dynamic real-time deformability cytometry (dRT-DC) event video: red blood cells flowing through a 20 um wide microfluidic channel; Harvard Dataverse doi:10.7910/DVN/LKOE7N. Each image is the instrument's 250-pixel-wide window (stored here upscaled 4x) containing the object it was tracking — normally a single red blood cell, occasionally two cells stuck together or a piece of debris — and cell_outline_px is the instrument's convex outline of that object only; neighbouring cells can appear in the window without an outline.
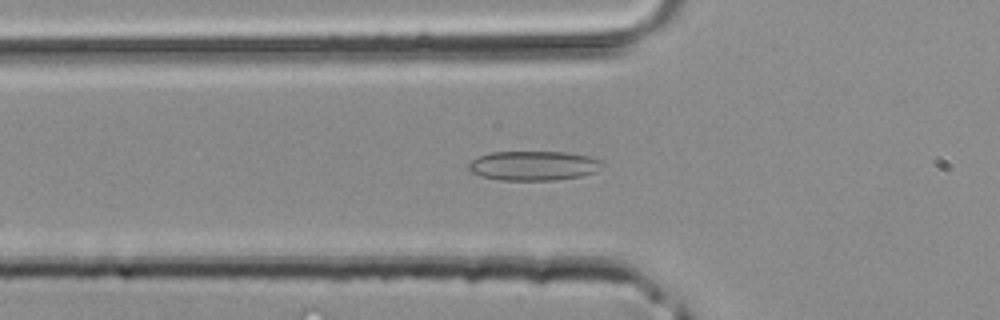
{"species": "common noctule bat (a hibernating species)", "species_latin": "Nyctalus noctula", "temperature_condition": "room temperature", "stored_images_in_passage": 37, "camera_frame_rate_fps": 3000, "um_per_image_px": 0.085, "animal": {"sex": "male", "body_mass_g": 20.4}, "frame": {"image": 1, "passage_image": 14, "time_ms": 4.333, "image_size_px": [1000, 320], "cell_outline_px": [[604, 164], [596, 172], [580, 176], [556, 180], [500, 180], [484, 176], [472, 172], [468, 168], [468, 164], [472, 160], [480, 156], [492, 152], [568, 152], [588, 156], [604, 160]], "centroid_in_image_um": [45.41, 14.08], "position_along_channel_um": 80.4, "area_um2": 22.95}}
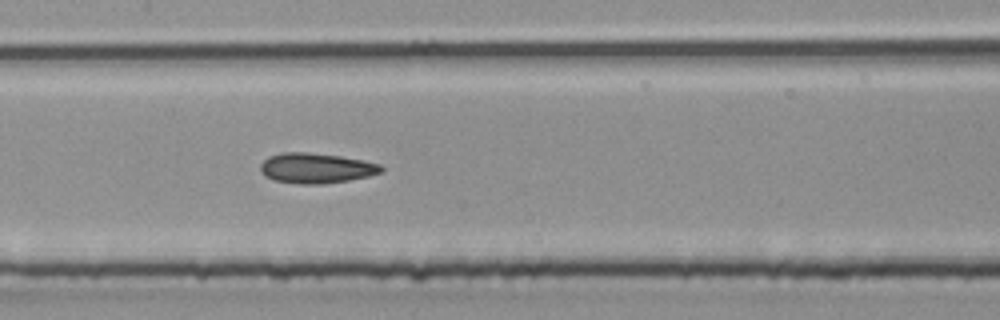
{"frame": {"image": 2, "passage_image": 20, "time_ms": 6.333, "image_size_px": [1000, 320], "cell_outline_px": [[384, 172], [368, 176], [348, 180], [320, 184], [300, 184], [276, 180], [264, 176], [260, 172], [260, 164], [268, 156], [284, 152], [308, 152], [340, 156], [364, 160], [380, 164], [384, 168]], "centroid_in_image_um": [26.87, 14.28], "position_along_channel_um": 180.5, "area_um2": 21.33}}
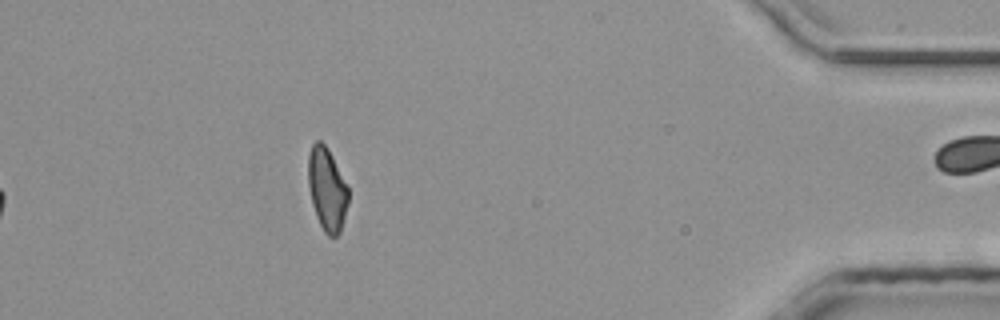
{"frame": {"image": 3, "passage_image": 37, "time_ms": 12.0, "image_size_px": [1000, 320], "cell_outline_px": [[348, 204], [340, 232], [336, 236], [328, 236], [324, 232], [316, 216], [312, 204], [308, 184], [308, 156], [312, 144], [316, 140], [320, 140], [328, 148], [348, 188]], "centroid_in_image_um": [27.78, 16.08], "position_along_channel_um": 407.4, "area_um2": 19.31}}